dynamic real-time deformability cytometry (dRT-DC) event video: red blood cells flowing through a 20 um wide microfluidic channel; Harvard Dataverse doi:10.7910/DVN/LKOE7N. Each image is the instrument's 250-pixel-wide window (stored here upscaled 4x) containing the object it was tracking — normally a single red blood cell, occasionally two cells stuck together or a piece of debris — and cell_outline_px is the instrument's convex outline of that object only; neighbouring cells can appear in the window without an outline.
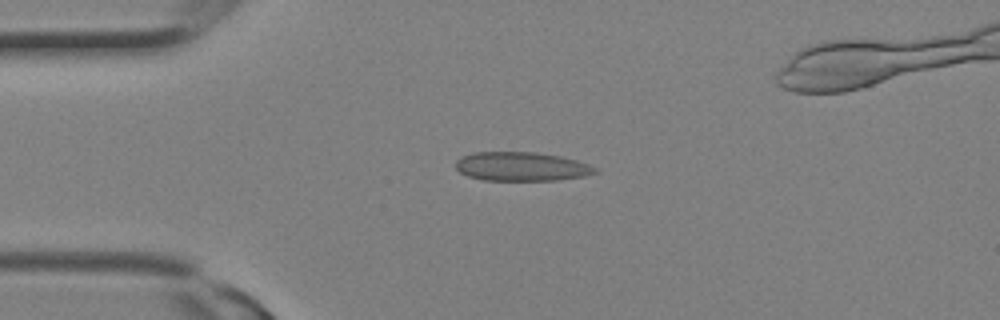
{"species": "Egyptian fruit bat (a non-hibernating species)", "species_latin": "Rousettus aegyptiacus", "temperature_condition": "room temperature", "stored_images_in_passage": 28, "camera_frame_rate_fps": 3000, "um_per_image_px": 0.085, "animal": {"sex": "female"}, "frame": {"image": 1, "passage_image": 6, "time_ms": 1.667, "image_size_px": [1000, 320], "cell_outline_px": [[600, 172], [584, 176], [556, 180], [484, 180], [468, 176], [460, 172], [456, 168], [456, 160], [460, 156], [472, 152], [536, 152], [560, 156], [576, 160], [588, 164], [596, 168]], "centroid_in_image_um": [44.31, 14.15], "position_along_channel_um": 40.7, "area_um2": 23.58}}
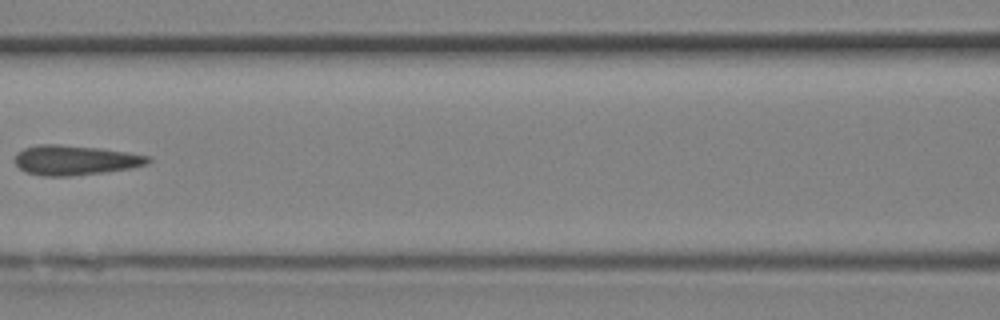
{"frame": {"image": 2, "passage_image": 12, "time_ms": 3.667, "image_size_px": [1000, 320], "cell_outline_px": [[152, 160], [144, 164], [128, 168], [104, 172], [68, 176], [44, 176], [24, 172], [16, 164], [16, 152], [24, 148], [36, 144], [56, 144], [100, 148], [128, 152], [152, 156]], "centroid_in_image_um": [6.36, 13.6], "position_along_channel_um": 160.2, "area_um2": 23.06}}
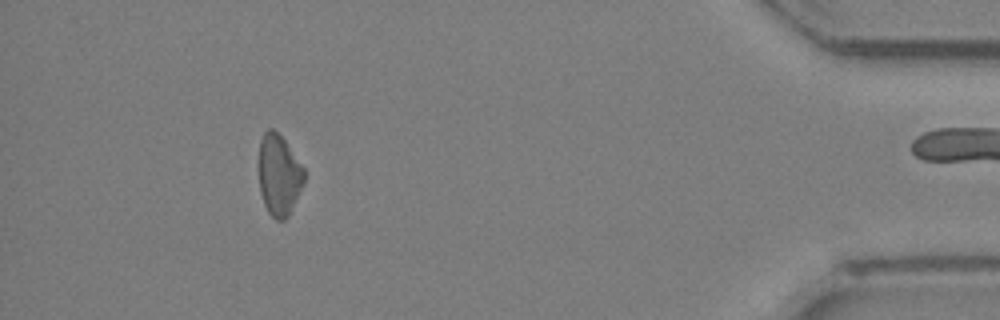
{"frame": {"image": 3, "passage_image": 25, "time_ms": 8.0, "image_size_px": [1000, 320], "cell_outline_px": [[304, 184], [288, 216], [284, 220], [276, 220], [268, 212], [264, 204], [260, 192], [260, 140], [264, 132], [268, 128], [272, 128], [284, 140], [304, 168]], "centroid_in_image_um": [23.72, 14.9], "position_along_channel_um": 411.5, "area_um2": 21.1}}